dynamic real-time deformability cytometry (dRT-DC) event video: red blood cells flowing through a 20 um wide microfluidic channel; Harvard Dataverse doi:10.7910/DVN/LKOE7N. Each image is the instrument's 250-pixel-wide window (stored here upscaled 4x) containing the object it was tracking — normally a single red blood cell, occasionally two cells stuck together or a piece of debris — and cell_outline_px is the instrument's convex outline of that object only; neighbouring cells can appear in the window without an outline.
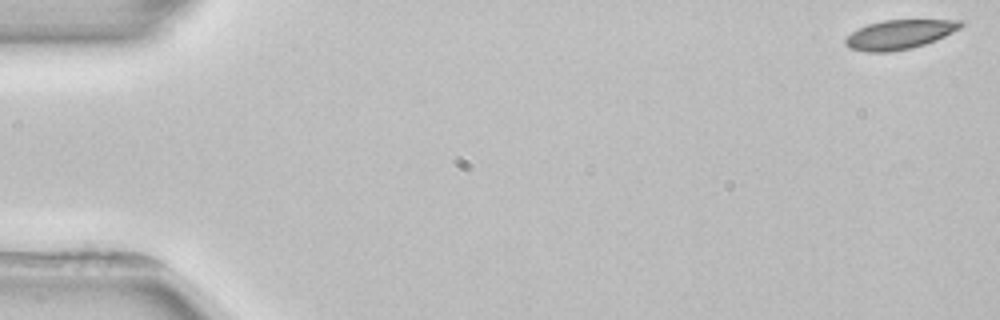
{"species": "common noctule bat (a hibernating species)", "species_latin": "Nyctalus noctula", "temperature_condition": "room temperature", "stored_images_in_passage": 4, "camera_frame_rate_fps": 3000, "um_per_image_px": 0.085, "animal": {"sex": "female", "body_mass_g": 22.7, "forearm_length_mm": 54.2}, "frame": {"image": 1, "passage_image": 1, "time_ms": 0.0, "image_size_px": [1000, 320], "cell_outline_px": [[964, 24], [960, 28], [936, 40], [912, 48], [888, 52], [868, 52], [852, 48], [844, 44], [844, 40], [852, 32], [868, 24], [884, 20], [964, 20]], "centroid_in_image_um": [76.47, 2.93], "position_along_channel_um": 8.5, "area_um2": 19.48}}
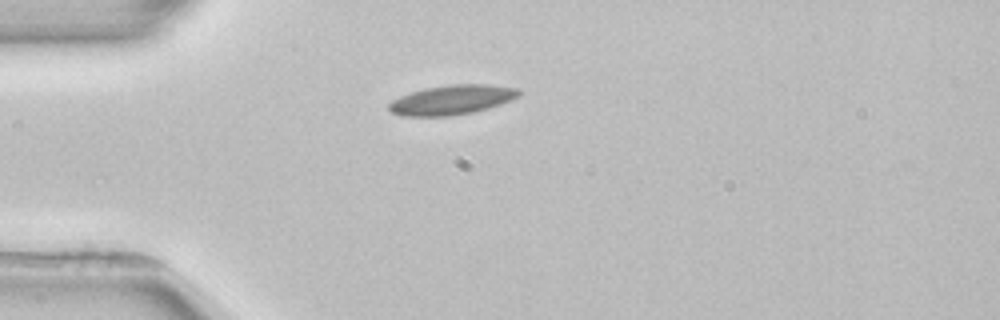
{"frame": {"image": 2, "passage_image": 4, "time_ms": 4.333, "image_size_px": [1000, 320], "cell_outline_px": [[520, 92], [516, 96], [500, 104], [488, 108], [472, 112], [452, 116], [404, 116], [392, 112], [388, 108], [388, 104], [392, 100], [400, 96], [424, 88], [452, 84], [488, 84], [516, 88]], "centroid_in_image_um": [38.36, 8.48], "position_along_channel_um": 46.6, "area_um2": 22.14}}